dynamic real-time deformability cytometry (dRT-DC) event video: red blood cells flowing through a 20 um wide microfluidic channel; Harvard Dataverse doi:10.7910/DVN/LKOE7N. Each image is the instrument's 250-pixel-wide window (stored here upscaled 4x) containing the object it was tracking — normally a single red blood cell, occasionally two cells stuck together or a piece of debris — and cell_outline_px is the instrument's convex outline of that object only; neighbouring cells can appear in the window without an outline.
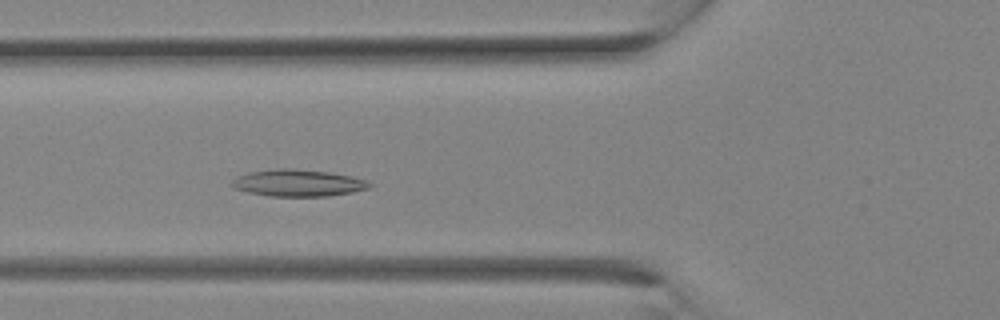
{"species": "Egyptian fruit bat (a non-hibernating species)", "species_latin": "Rousettus aegyptiacus", "temperature_condition": "room temperature", "stored_images_in_passage": 30, "camera_frame_rate_fps": 3000, "um_per_image_px": 0.085, "animal": {"sex": "female"}, "frame": {"image": 1, "passage_image": 12, "time_ms": 3.667, "image_size_px": [1000, 320], "cell_outline_px": [[376, 184], [368, 188], [352, 192], [328, 196], [272, 196], [248, 192], [232, 188], [232, 180], [236, 176], [248, 172], [276, 168], [296, 168], [328, 172], [352, 176], [368, 180]], "centroid_in_image_um": [25.35, 15.54], "position_along_channel_um": 100.4, "area_um2": 21.79}}
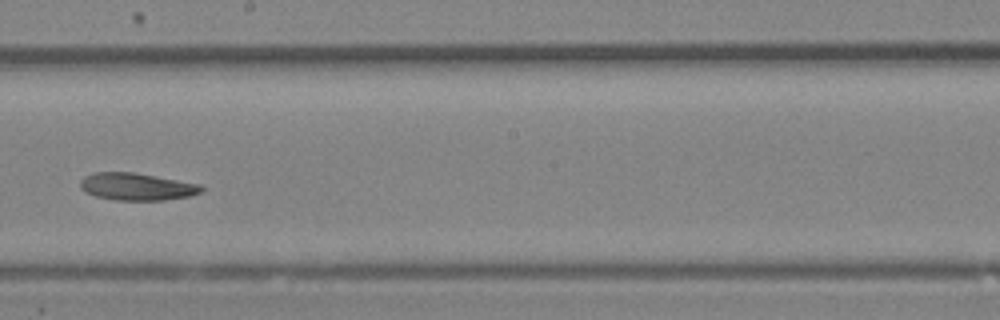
{"frame": {"image": 2, "passage_image": 18, "time_ms": 5.667, "image_size_px": [1000, 320], "cell_outline_px": [[204, 188], [200, 192], [188, 196], [164, 200], [116, 200], [96, 196], [84, 192], [80, 188], [80, 180], [84, 176], [92, 172], [132, 172], [156, 176], [200, 184]], "centroid_in_image_um": [11.57, 15.86], "position_along_channel_um": 236.6, "area_um2": 19.25}}
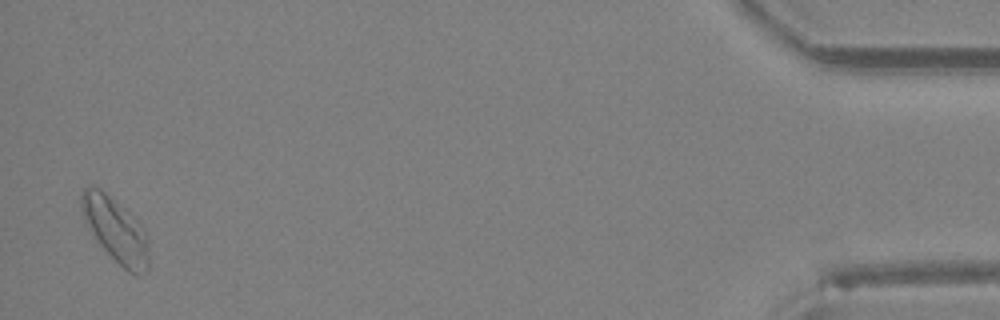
{"frame": {"image": 3, "passage_image": 30, "time_ms": 9.667, "image_size_px": [1000, 320], "cell_outline_px": [[148, 268], [144, 272], [136, 276], [128, 272], [100, 244], [84, 220], [80, 204], [80, 196], [84, 188], [100, 188], [148, 236]], "centroid_in_image_um": [9.8, 19.61], "position_along_channel_um": 425.4, "area_um2": 23.81}}